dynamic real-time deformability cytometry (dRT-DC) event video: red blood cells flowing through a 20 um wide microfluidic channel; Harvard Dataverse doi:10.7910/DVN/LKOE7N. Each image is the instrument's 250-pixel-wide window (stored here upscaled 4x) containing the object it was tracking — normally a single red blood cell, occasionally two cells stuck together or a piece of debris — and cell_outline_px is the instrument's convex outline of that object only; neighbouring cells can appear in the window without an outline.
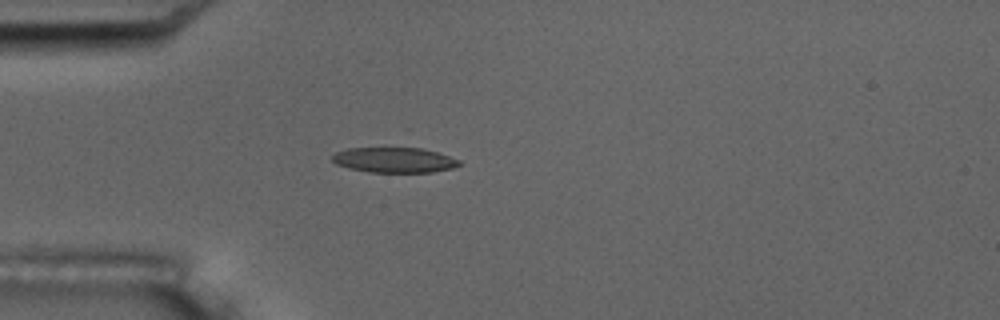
{"species": "common noctule bat (a hibernating species)", "species_latin": "Nyctalus noctula", "temperature_condition": "room temperature", "stored_images_in_passage": 5, "camera_frame_rate_fps": 3000, "um_per_image_px": 0.085, "animal": {"sex": "male", "body_mass_g": 17.5, "forearm_length_mm": 52.3}, "frame": {"image": 1, "passage_image": 5, "time_ms": 4.667, "image_size_px": [1000, 320], "cell_outline_px": [[460, 164], [452, 168], [432, 172], [368, 172], [348, 168], [336, 164], [332, 160], [332, 156], [336, 152], [348, 148], [408, 144], [424, 148], [460, 160]], "centroid_in_image_um": [33.49, 13.54], "position_along_channel_um": 51.5, "area_um2": 19.65}}